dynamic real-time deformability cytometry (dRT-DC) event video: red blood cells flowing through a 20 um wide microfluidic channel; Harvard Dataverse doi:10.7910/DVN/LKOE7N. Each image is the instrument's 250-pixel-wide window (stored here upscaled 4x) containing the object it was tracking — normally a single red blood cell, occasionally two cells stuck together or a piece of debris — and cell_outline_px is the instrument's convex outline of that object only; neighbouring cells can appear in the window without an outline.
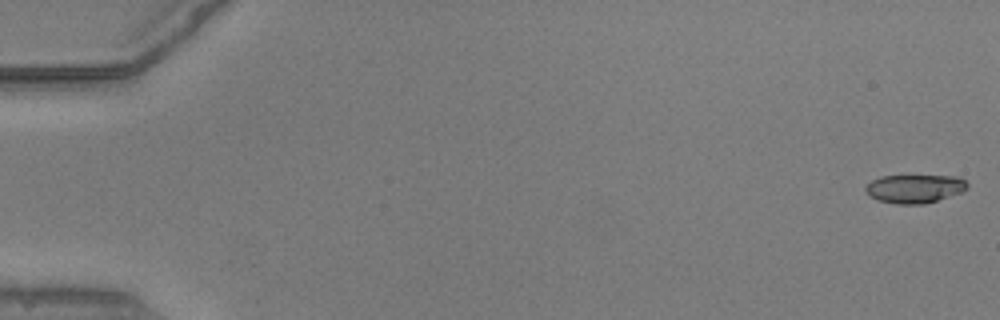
{"species": "common noctule bat (a hibernating species)", "species_latin": "Nyctalus noctula", "temperature_condition": "warm", "stored_images_in_passage": 17, "camera_frame_rate_fps": 3000, "um_per_image_px": 0.085, "animal": {"sex": "male", "body_mass_g": 20.5, "forearm_length_mm": 52.5}, "frame": {"image": 1, "passage_image": 1, "time_ms": 0.0, "image_size_px": [1000, 320], "cell_outline_px": [[968, 188], [964, 192], [924, 204], [896, 204], [876, 200], [868, 196], [864, 188], [872, 180], [880, 176], [956, 176], [964, 180], [968, 184]], "centroid_in_image_um": [77.74, 16.05], "position_along_channel_um": 7.3, "area_um2": 17.05}}
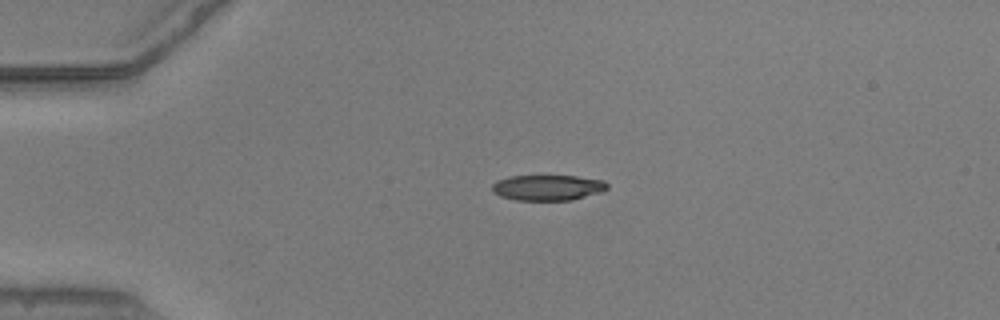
{"frame": {"image": 2, "passage_image": 13, "time_ms": 4.0, "image_size_px": [1000, 320], "cell_outline_px": [[608, 188], [604, 192], [572, 200], [516, 200], [500, 196], [492, 192], [492, 184], [496, 180], [508, 176], [576, 176], [604, 180], [608, 184]], "centroid_in_image_um": [46.57, 15.95], "position_along_channel_um": 38.4, "area_um2": 17.4}}